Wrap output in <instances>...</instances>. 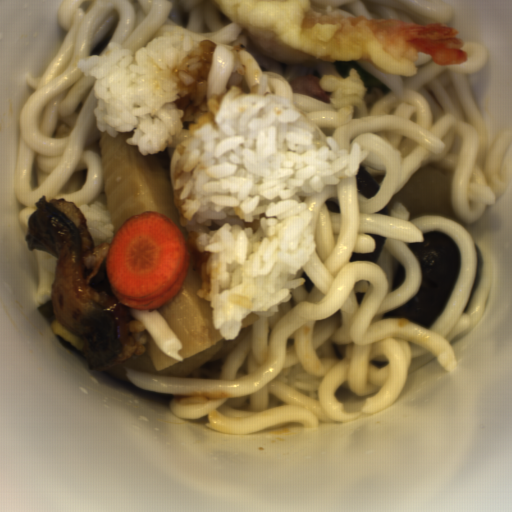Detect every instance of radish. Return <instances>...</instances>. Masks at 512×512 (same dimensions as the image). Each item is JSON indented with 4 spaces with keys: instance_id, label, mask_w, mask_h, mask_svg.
<instances>
[{
    "instance_id": "radish-1",
    "label": "radish",
    "mask_w": 512,
    "mask_h": 512,
    "mask_svg": "<svg viewBox=\"0 0 512 512\" xmlns=\"http://www.w3.org/2000/svg\"><path fill=\"white\" fill-rule=\"evenodd\" d=\"M190 252L183 232L166 215L145 211L126 220L106 257V278L118 301L136 310L159 309L180 292Z\"/></svg>"
},
{
    "instance_id": "radish-2",
    "label": "radish",
    "mask_w": 512,
    "mask_h": 512,
    "mask_svg": "<svg viewBox=\"0 0 512 512\" xmlns=\"http://www.w3.org/2000/svg\"><path fill=\"white\" fill-rule=\"evenodd\" d=\"M451 182L452 177L446 172L426 164L411 175L385 207L389 213L401 202L407 209L408 220L427 215L456 220L450 199Z\"/></svg>"
}]
</instances>
